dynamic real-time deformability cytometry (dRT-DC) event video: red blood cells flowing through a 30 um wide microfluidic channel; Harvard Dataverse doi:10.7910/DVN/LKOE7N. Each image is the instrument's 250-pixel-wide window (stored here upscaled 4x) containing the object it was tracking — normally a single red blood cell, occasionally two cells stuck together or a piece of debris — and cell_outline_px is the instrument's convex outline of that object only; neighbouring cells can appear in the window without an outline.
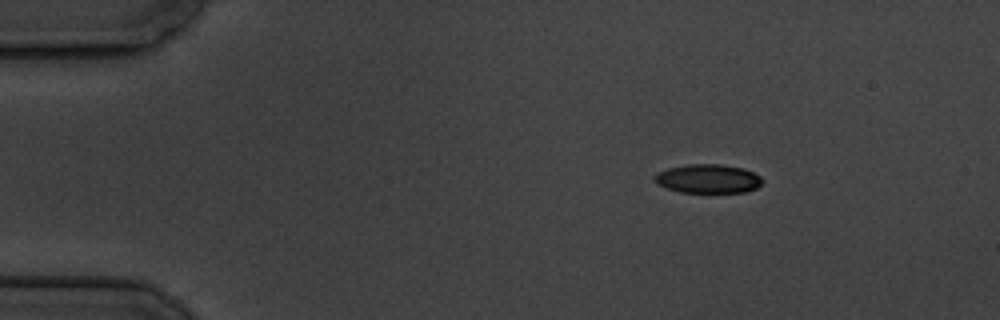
{"species": "common noctule bat (a hibernating species)", "species_latin": "Nyctalus noctula", "temperature_condition": "cold", "stored_images_in_passage": 9, "camera_frame_rate_fps": 3000, "um_per_image_px": 0.085, "animal": {"sex": "male", "body_mass_g": 19.5, "forearm_length_mm": 54.6}, "frame": {"image": 1, "passage_image": 1, "time_ms": 0.0, "image_size_px": [1000, 320], "cell_outline_px": [[764, 180], [756, 188], [744, 192], [680, 192], [656, 184], [652, 176], [656, 172], [668, 168], [688, 164], [720, 164], [744, 168], [760, 176]], "centroid_in_image_um": [60.15, 15.18], "position_along_channel_um": 24.9, "area_um2": 18.21}}
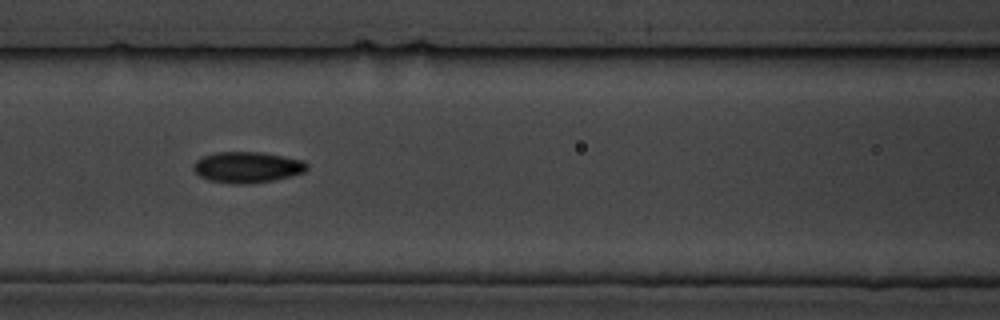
{"frame": {"image": 2, "passage_image": 6, "time_ms": 5.667, "image_size_px": [1000, 320], "cell_outline_px": [[308, 168], [304, 172], [272, 180], [244, 184], [232, 184], [208, 180], [200, 176], [192, 168], [192, 164], [200, 156], [216, 152], [264, 152], [304, 160], [308, 164]], "centroid_in_image_um": [20.98, 14.2], "position_along_channel_um": 145.6, "area_um2": 20.63}}
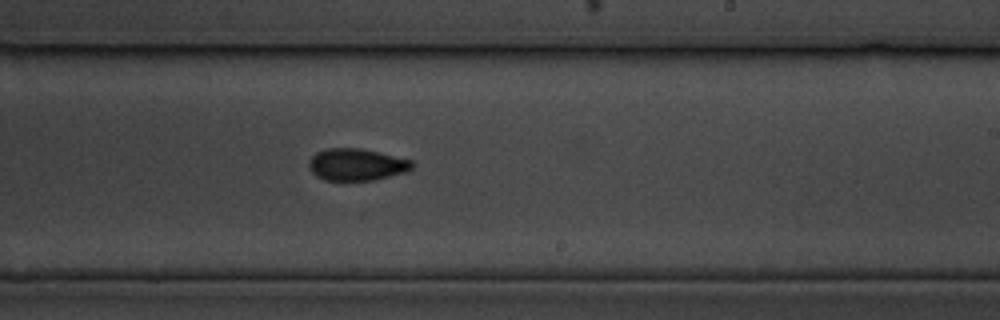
{"frame": {"image": 3, "passage_image": 9, "time_ms": 9.0, "image_size_px": [1000, 320], "cell_outline_px": [[412, 168], [408, 172], [372, 180], [324, 180], [316, 176], [308, 168], [308, 160], [316, 152], [328, 148], [360, 148], [412, 160]], "centroid_in_image_um": [30.28, 13.99], "position_along_channel_um": 258.7, "area_um2": 19.25}}